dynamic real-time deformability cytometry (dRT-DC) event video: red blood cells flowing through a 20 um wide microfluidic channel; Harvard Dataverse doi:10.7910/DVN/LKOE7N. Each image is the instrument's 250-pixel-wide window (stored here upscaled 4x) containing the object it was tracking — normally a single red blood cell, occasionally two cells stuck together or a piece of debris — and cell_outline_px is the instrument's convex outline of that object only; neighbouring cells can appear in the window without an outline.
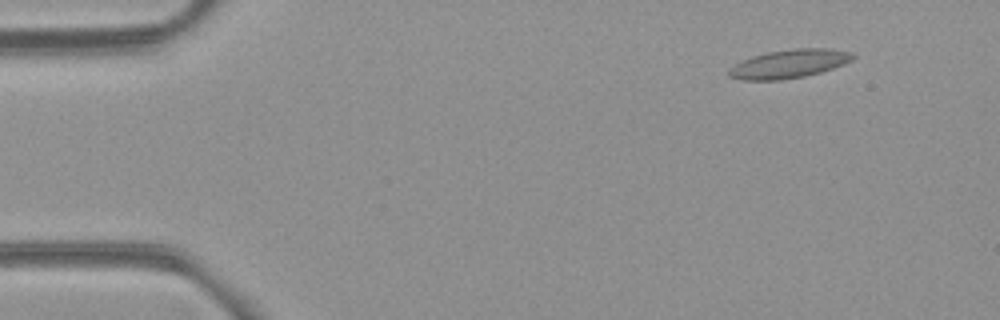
{"species": "common noctule bat (a hibernating species)", "species_latin": "Nyctalus noctula", "temperature_condition": "room temperature", "stored_images_in_passage": 5, "camera_frame_rate_fps": 3000, "um_per_image_px": 0.085, "animal": {"sex": "female", "body_mass_g": 21.9}, "frame": {"image": 1, "passage_image": 2, "time_ms": 1.333, "image_size_px": [1000, 320], "cell_outline_px": [[856, 56], [852, 60], [844, 64], [820, 72], [804, 76], [780, 80], [740, 80], [728, 76], [728, 68], [752, 56], [768, 52], [792, 48], [828, 48], [852, 52]], "centroid_in_image_um": [67.08, 5.42], "position_along_channel_um": 17.9, "area_um2": 20.63}}
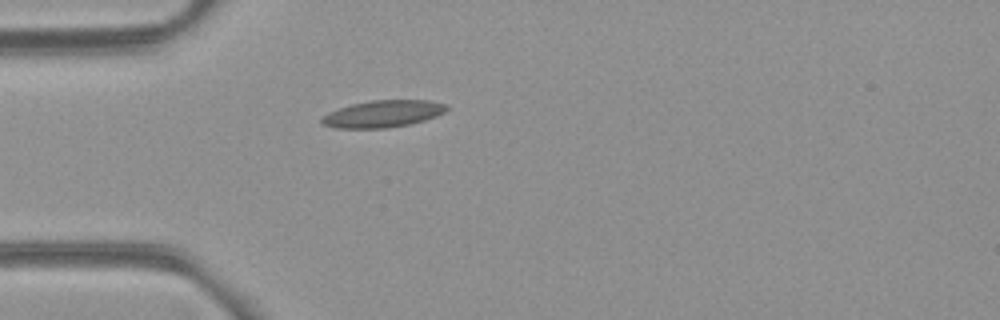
{"frame": {"image": 2, "passage_image": 5, "time_ms": 4.667, "image_size_px": [1000, 320], "cell_outline_px": [[448, 108], [444, 112], [436, 116], [424, 120], [408, 124], [384, 128], [336, 128], [320, 124], [320, 116], [328, 112], [352, 104], [372, 100], [428, 100], [448, 104]], "centroid_in_image_um": [32.51, 9.67], "position_along_channel_um": 52.5, "area_um2": 19.65}}